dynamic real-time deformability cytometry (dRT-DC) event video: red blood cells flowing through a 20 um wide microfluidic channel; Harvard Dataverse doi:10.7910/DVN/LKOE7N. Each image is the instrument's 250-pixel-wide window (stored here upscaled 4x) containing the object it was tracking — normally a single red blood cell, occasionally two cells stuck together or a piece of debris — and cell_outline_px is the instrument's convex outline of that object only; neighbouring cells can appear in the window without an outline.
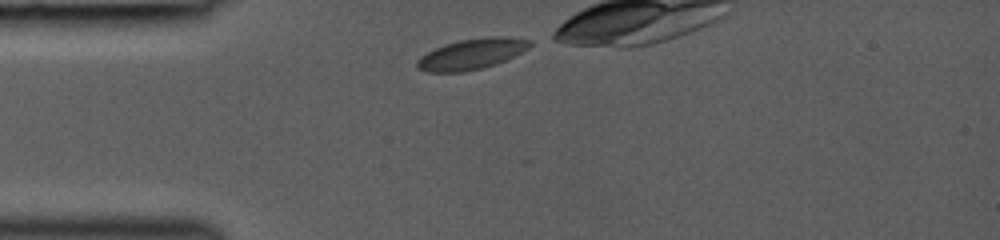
{"species": "common noctule bat (a hibernating species)", "species_latin": "Nyctalus noctula", "temperature_condition": "room temperature", "stored_images_in_passage": 3, "camera_frame_rate_fps": 3000, "um_per_image_px": 0.085, "animal": {"sex": "female", "body_mass_g": 19.0, "forearm_length_mm": 53.3}, "frame": {"image": 1, "passage_image": 1, "time_ms": 0.0, "image_size_px": [1000, 240], "cell_outline_px": [[532, 44], [528, 48], [496, 64], [464, 72], [428, 72], [416, 68], [416, 60], [420, 56], [444, 44], [460, 40], [488, 36], [508, 36], [532, 40]], "centroid_in_image_um": [40.07, 4.58], "position_along_channel_um": 44.9, "area_um2": 20.11}}